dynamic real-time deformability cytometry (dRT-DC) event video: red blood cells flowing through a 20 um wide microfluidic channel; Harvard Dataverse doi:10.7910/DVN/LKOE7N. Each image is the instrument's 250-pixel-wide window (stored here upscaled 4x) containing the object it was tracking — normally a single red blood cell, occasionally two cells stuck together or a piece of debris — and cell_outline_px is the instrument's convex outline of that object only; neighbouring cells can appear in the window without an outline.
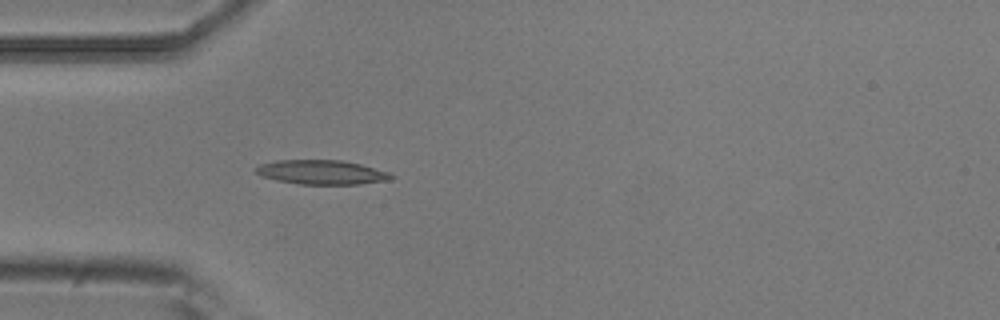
{"species": "common noctule bat (a hibernating species)", "species_latin": "Nyctalus noctula", "temperature_condition": "room temperature", "stored_images_in_passage": 4, "camera_frame_rate_fps": 3000, "um_per_image_px": 0.085, "animal": {"sex": "male", "body_mass_g": 20.5, "forearm_length_mm": 52.5}, "frame": {"image": 1, "passage_image": 4, "time_ms": 1.0, "image_size_px": [1000, 320], "cell_outline_px": [[396, 176], [392, 180], [360, 184], [300, 184], [276, 180], [260, 176], [256, 172], [256, 168], [260, 164], [276, 160], [340, 160], [360, 164], [388, 172]], "centroid_in_image_um": [27.36, 14.64], "position_along_channel_um": 57.6, "area_um2": 19.19}}